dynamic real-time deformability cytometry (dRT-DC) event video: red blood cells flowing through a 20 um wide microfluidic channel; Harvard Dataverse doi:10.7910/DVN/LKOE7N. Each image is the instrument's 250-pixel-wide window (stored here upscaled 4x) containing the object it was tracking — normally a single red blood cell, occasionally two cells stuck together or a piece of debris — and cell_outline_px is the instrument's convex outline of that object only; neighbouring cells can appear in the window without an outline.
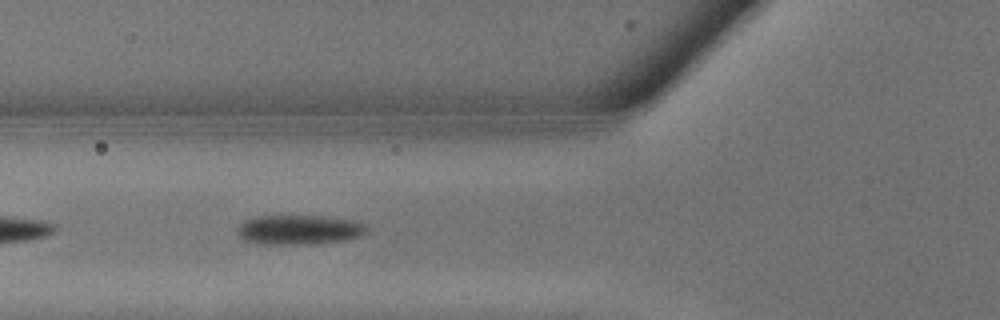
{"species": "common noctule bat (a hibernating species)", "species_latin": "Nyctalus noctula", "temperature_condition": "warm", "stored_images_in_passage": 5, "camera_frame_rate_fps": 3000, "um_per_image_px": 0.085, "animal": {"sex": "male", "body_mass_g": 13.3}, "frame": {"image": 1, "passage_image": 2, "time_ms": 0.333, "image_size_px": [1000, 320], "cell_outline_px": [[368, 228], [360, 236], [340, 240], [312, 244], [256, 244], [244, 240], [236, 232], [236, 228], [244, 220], [256, 216], [328, 216], [360, 220], [368, 224]], "centroid_in_image_um": [25.43, 19.51], "position_along_channel_um": 100.4, "area_um2": 22.66}}
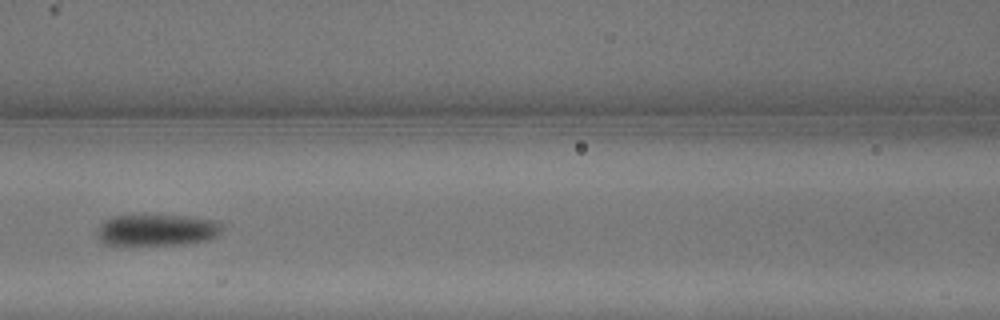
{"frame": {"image": 2, "passage_image": 4, "time_ms": 1.0, "image_size_px": [1000, 320], "cell_outline_px": [[224, 228], [216, 236], [208, 240], [184, 244], [104, 244], [96, 236], [96, 232], [100, 224], [104, 220], [112, 216], [188, 216], [216, 220], [224, 224]], "centroid_in_image_um": [13.37, 19.55], "position_along_channel_um": 153.2, "area_um2": 22.89}}